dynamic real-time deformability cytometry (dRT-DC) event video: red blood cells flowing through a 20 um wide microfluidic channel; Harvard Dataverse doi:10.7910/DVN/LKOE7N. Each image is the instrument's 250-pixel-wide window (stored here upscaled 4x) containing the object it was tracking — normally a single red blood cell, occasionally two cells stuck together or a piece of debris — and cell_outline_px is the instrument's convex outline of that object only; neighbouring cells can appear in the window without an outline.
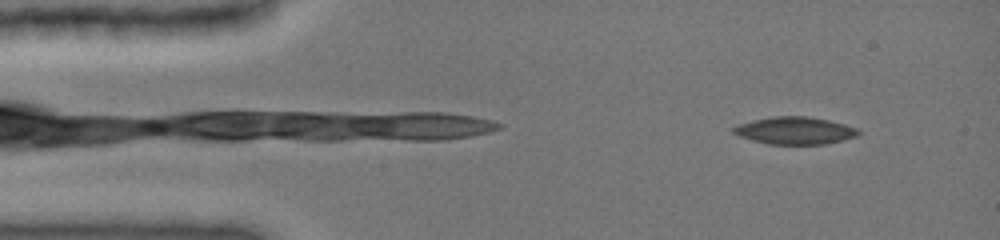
{"species": "common noctule bat (a hibernating species)", "species_latin": "Nyctalus noctula", "temperature_condition": "cold", "stored_images_in_passage": 26, "camera_frame_rate_fps": 3000, "um_per_image_px": 0.085, "animal": {"sex": "female", "body_mass_g": 19.0, "forearm_length_mm": 51.5}, "frame": {"image": 1, "passage_image": 6, "time_ms": 1.333, "image_size_px": [1000, 240], "cell_outline_px": [[860, 132], [856, 136], [844, 140], [824, 144], [768, 144], [752, 140], [740, 136], [732, 132], [732, 128], [740, 124], [752, 120], [772, 116], [808, 116], [828, 120], [844, 124], [856, 128]], "centroid_in_image_um": [67.56, 11.1], "position_along_channel_um": 17.4, "area_um2": 19.83}}
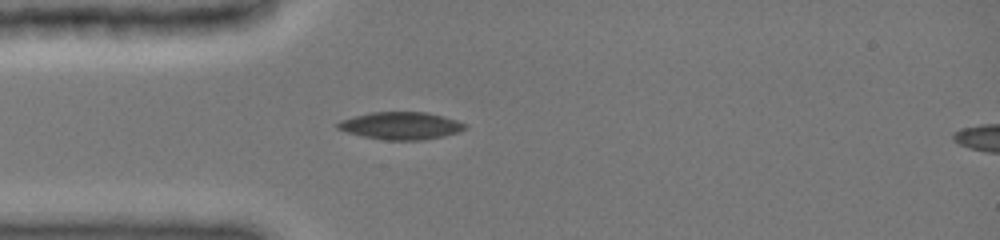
{"frame": {"image": 2, "passage_image": 18, "time_ms": 4.0, "image_size_px": [1000, 240], "cell_outline_px": [[468, 128], [444, 136], [420, 140], [384, 140], [364, 136], [348, 132], [336, 128], [336, 124], [340, 120], [372, 112], [424, 112], [444, 116], [456, 120], [464, 124]], "centroid_in_image_um": [34.07, 10.68], "position_along_channel_um": 50.9, "area_um2": 20.11}}
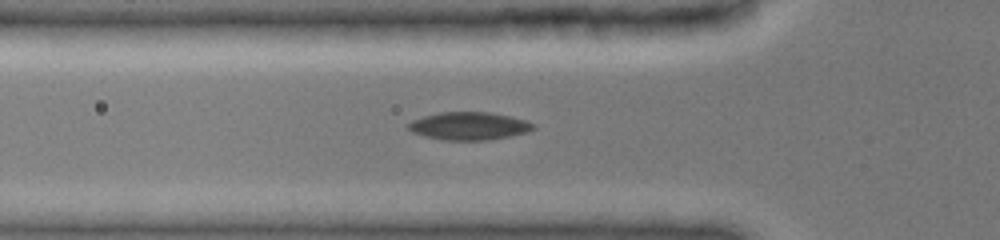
{"frame": {"image": 3, "passage_image": 22, "time_ms": 5.0, "image_size_px": [1000, 240], "cell_outline_px": [[536, 128], [528, 132], [488, 140], [444, 140], [424, 136], [412, 132], [404, 124], [412, 120], [424, 116], [440, 112], [488, 112], [512, 116], [536, 124]], "centroid_in_image_um": [39.86, 10.7], "position_along_channel_um": 85.9, "area_um2": 20.4}}